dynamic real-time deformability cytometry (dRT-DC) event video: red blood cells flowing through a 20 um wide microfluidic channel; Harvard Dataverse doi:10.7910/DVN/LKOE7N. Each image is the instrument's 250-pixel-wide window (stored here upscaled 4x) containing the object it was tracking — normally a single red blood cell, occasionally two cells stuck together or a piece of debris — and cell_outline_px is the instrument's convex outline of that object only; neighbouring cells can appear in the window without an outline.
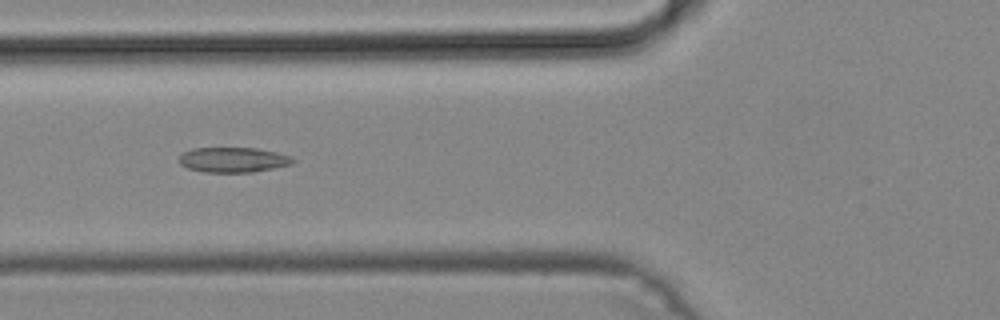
{"species": "common noctule bat (a hibernating species)", "species_latin": "Nyctalus noctula", "temperature_condition": "cold", "stored_images_in_passage": 10, "camera_frame_rate_fps": 3000, "um_per_image_px": 0.085, "animal": {"sex": "male", "body_mass_g": 19.2, "forearm_length_mm": 51.8}, "frame": {"image": 1, "passage_image": 5, "time_ms": 1.333, "image_size_px": [1000, 320], "cell_outline_px": [[296, 160], [292, 164], [252, 172], [204, 172], [188, 168], [180, 164], [180, 156], [184, 152], [192, 148], [256, 148], [276, 152], [292, 156]], "centroid_in_image_um": [19.84, 13.58], "position_along_channel_um": 106.0, "area_um2": 16.53}}